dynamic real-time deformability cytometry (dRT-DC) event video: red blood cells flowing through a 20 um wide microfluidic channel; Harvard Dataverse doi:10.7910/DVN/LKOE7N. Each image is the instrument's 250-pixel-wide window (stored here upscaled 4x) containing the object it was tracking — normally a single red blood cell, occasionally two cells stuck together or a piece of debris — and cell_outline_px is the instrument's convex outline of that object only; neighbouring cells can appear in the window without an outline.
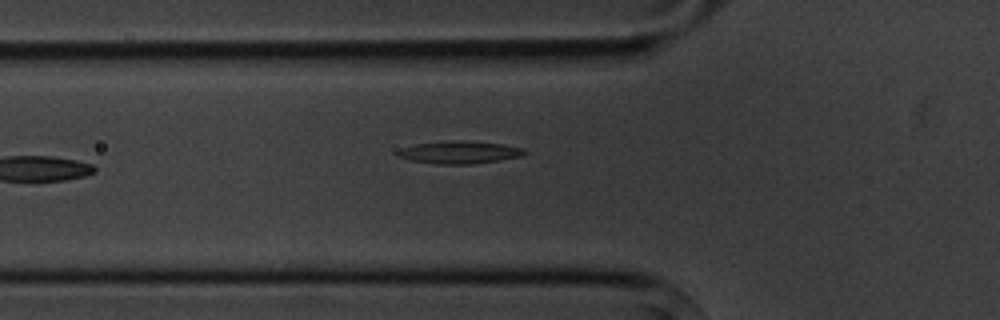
{"species": "common noctule bat (a hibernating species)", "species_latin": "Nyctalus noctula", "temperature_condition": "cold", "stored_images_in_passage": 6, "camera_frame_rate_fps": 3000, "um_per_image_px": 0.085, "animal": {"sex": "male", "body_mass_g": 20.1, "forearm_length_mm": 53.5}, "frame": {"image": 1, "passage_image": 6, "time_ms": 5.667, "image_size_px": [1000, 320], "cell_outline_px": [[528, 152], [520, 156], [472, 164], [436, 164], [412, 160], [400, 156], [396, 152], [400, 148], [416, 144], [460, 140], [504, 144], [524, 148]], "centroid_in_image_um": [39.08, 12.94], "position_along_channel_um": 86.7, "area_um2": 16.36}}